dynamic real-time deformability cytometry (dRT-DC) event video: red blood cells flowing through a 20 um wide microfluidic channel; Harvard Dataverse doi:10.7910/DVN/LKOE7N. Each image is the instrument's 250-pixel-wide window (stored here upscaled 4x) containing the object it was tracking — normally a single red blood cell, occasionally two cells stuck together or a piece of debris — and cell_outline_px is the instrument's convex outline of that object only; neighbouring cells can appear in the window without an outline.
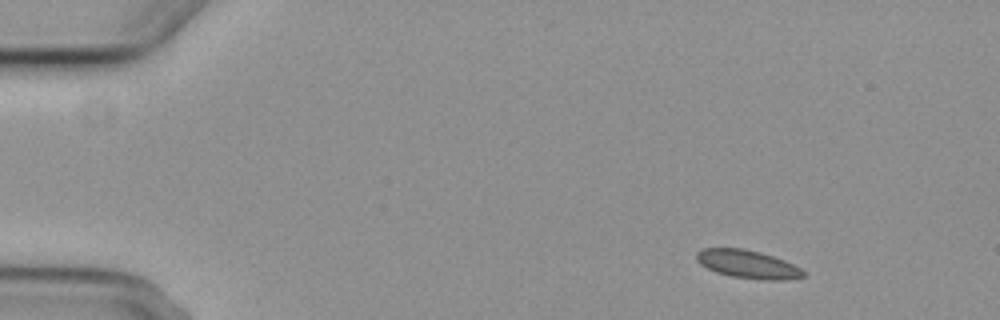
{"species": "common noctule bat (a hibernating species)", "species_latin": "Nyctalus noctula", "temperature_condition": "cold", "stored_images_in_passage": 3, "camera_frame_rate_fps": 3000, "um_per_image_px": 0.085, "animal": {"sex": "female", "body_mass_g": 29.2, "forearm_length_mm": 56.3}, "frame": {"image": 1, "passage_image": 1, "time_ms": 0.0, "image_size_px": [1000, 320], "cell_outline_px": [[808, 276], [788, 280], [764, 280], [732, 276], [716, 272], [700, 264], [696, 260], [696, 252], [704, 248], [744, 248], [760, 252], [784, 260], [800, 268]], "centroid_in_image_um": [63.57, 22.46], "position_along_channel_um": 21.4, "area_um2": 17.57}}
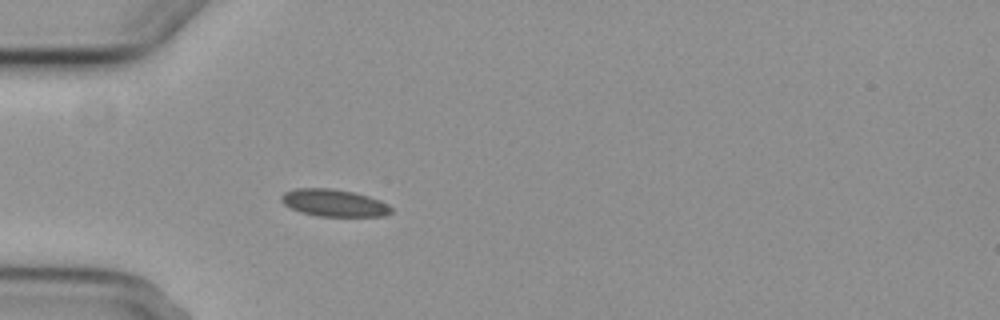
{"frame": {"image": 2, "passage_image": 3, "time_ms": 3.333, "image_size_px": [1000, 320], "cell_outline_px": [[392, 212], [384, 216], [316, 216], [300, 212], [284, 204], [280, 200], [280, 196], [284, 192], [296, 188], [332, 188], [352, 192], [368, 196], [380, 200], [388, 204], [392, 208]], "centroid_in_image_um": [28.38, 17.24], "position_along_channel_um": 56.6, "area_um2": 17.46}}